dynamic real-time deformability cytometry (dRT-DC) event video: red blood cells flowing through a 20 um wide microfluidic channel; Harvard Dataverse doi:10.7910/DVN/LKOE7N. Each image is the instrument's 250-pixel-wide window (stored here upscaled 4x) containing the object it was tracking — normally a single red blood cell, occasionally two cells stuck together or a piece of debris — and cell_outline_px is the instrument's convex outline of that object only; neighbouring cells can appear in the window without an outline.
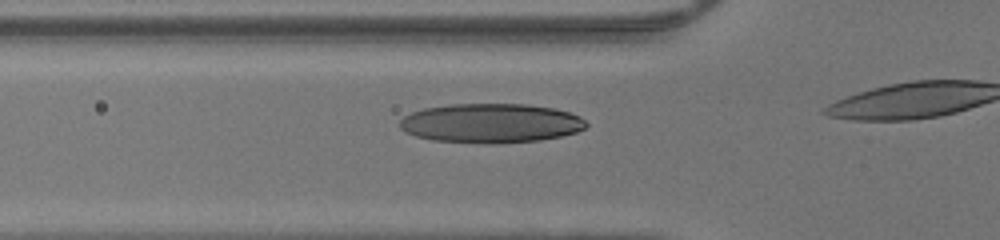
{"species": "human", "species_latin": "Homo sapiens", "temperature_condition": "warm", "stored_images_in_passage": 7, "camera_frame_rate_fps": 3000, "um_per_image_px": 0.085, "donor": {"sex": "male"}, "frame": {"image": 1, "passage_image": 3, "time_ms": 0.667, "image_size_px": [1000, 240], "cell_outline_px": [[588, 124], [584, 128], [576, 132], [560, 136], [540, 140], [496, 144], [488, 144], [432, 140], [416, 136], [404, 132], [400, 128], [400, 120], [404, 116], [412, 112], [424, 108], [448, 104], [528, 104], [552, 108], [568, 112], [580, 116]], "centroid_in_image_um": [41.7, 10.47], "position_along_channel_um": 84.1, "area_um2": 42.89}}
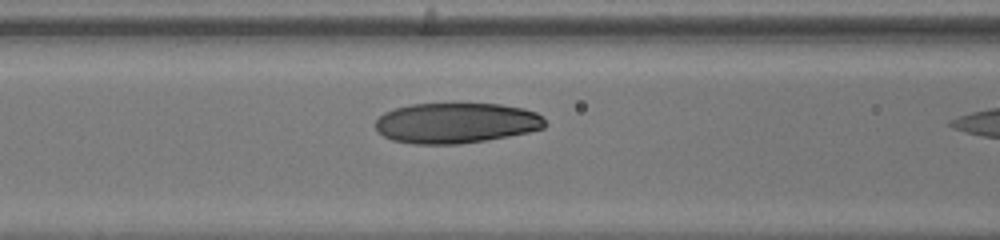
{"frame": {"image": 2, "passage_image": 6, "time_ms": 1.667, "image_size_px": [1000, 240], "cell_outline_px": [[548, 124], [544, 128], [528, 132], [508, 136], [484, 140], [456, 144], [416, 144], [392, 140], [376, 132], [376, 120], [384, 112], [396, 108], [412, 104], [500, 104], [524, 108], [536, 112]], "centroid_in_image_um": [38.77, 10.45], "position_along_channel_um": 127.8, "area_um2": 39.88}}